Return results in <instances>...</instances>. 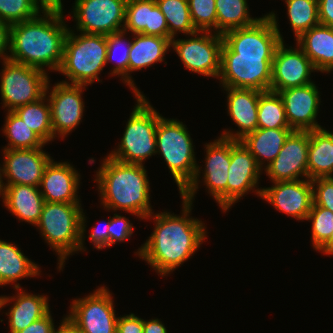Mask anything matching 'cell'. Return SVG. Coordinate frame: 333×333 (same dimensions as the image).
I'll return each mask as SVG.
<instances>
[{
    "mask_svg": "<svg viewBox=\"0 0 333 333\" xmlns=\"http://www.w3.org/2000/svg\"><path fill=\"white\" fill-rule=\"evenodd\" d=\"M274 12L253 25L225 32L218 79L222 87L270 90L272 62L284 41Z\"/></svg>",
    "mask_w": 333,
    "mask_h": 333,
    "instance_id": "obj_1",
    "label": "cell"
},
{
    "mask_svg": "<svg viewBox=\"0 0 333 333\" xmlns=\"http://www.w3.org/2000/svg\"><path fill=\"white\" fill-rule=\"evenodd\" d=\"M181 199L183 207L181 216L164 211L152 213L145 218L153 217L155 228L149 239L135 252L161 277L168 276L190 259L207 238L205 224L199 219L190 217L192 203L184 198Z\"/></svg>",
    "mask_w": 333,
    "mask_h": 333,
    "instance_id": "obj_2",
    "label": "cell"
},
{
    "mask_svg": "<svg viewBox=\"0 0 333 333\" xmlns=\"http://www.w3.org/2000/svg\"><path fill=\"white\" fill-rule=\"evenodd\" d=\"M41 13L10 25L8 59L44 72L45 67L58 71L69 27L64 21L63 7H47Z\"/></svg>",
    "mask_w": 333,
    "mask_h": 333,
    "instance_id": "obj_3",
    "label": "cell"
},
{
    "mask_svg": "<svg viewBox=\"0 0 333 333\" xmlns=\"http://www.w3.org/2000/svg\"><path fill=\"white\" fill-rule=\"evenodd\" d=\"M98 170L94 181L106 210L126 211L142 220L154 213L144 165L123 163L107 155Z\"/></svg>",
    "mask_w": 333,
    "mask_h": 333,
    "instance_id": "obj_4",
    "label": "cell"
},
{
    "mask_svg": "<svg viewBox=\"0 0 333 333\" xmlns=\"http://www.w3.org/2000/svg\"><path fill=\"white\" fill-rule=\"evenodd\" d=\"M187 129L183 122L173 118L166 119L159 114L156 153L164 158L181 198L193 204L202 169L196 162L193 141Z\"/></svg>",
    "mask_w": 333,
    "mask_h": 333,
    "instance_id": "obj_5",
    "label": "cell"
},
{
    "mask_svg": "<svg viewBox=\"0 0 333 333\" xmlns=\"http://www.w3.org/2000/svg\"><path fill=\"white\" fill-rule=\"evenodd\" d=\"M86 217L81 204L45 202L36 225L41 236L58 255L59 271L67 257L85 251ZM84 240V241H83Z\"/></svg>",
    "mask_w": 333,
    "mask_h": 333,
    "instance_id": "obj_6",
    "label": "cell"
},
{
    "mask_svg": "<svg viewBox=\"0 0 333 333\" xmlns=\"http://www.w3.org/2000/svg\"><path fill=\"white\" fill-rule=\"evenodd\" d=\"M80 33L69 28L58 72L68 79L62 82L87 86L100 82L98 75L107 64V35Z\"/></svg>",
    "mask_w": 333,
    "mask_h": 333,
    "instance_id": "obj_7",
    "label": "cell"
},
{
    "mask_svg": "<svg viewBox=\"0 0 333 333\" xmlns=\"http://www.w3.org/2000/svg\"><path fill=\"white\" fill-rule=\"evenodd\" d=\"M135 98L137 104L126 123L121 142L108 156L123 163L144 165L146 158L157 154L159 112L150 105L145 95H135Z\"/></svg>",
    "mask_w": 333,
    "mask_h": 333,
    "instance_id": "obj_8",
    "label": "cell"
},
{
    "mask_svg": "<svg viewBox=\"0 0 333 333\" xmlns=\"http://www.w3.org/2000/svg\"><path fill=\"white\" fill-rule=\"evenodd\" d=\"M2 61L0 93L6 111H14L45 95L49 81L47 72L9 59Z\"/></svg>",
    "mask_w": 333,
    "mask_h": 333,
    "instance_id": "obj_9",
    "label": "cell"
},
{
    "mask_svg": "<svg viewBox=\"0 0 333 333\" xmlns=\"http://www.w3.org/2000/svg\"><path fill=\"white\" fill-rule=\"evenodd\" d=\"M68 322L78 333H116V310L112 293L106 286H101L93 293L72 300Z\"/></svg>",
    "mask_w": 333,
    "mask_h": 333,
    "instance_id": "obj_10",
    "label": "cell"
},
{
    "mask_svg": "<svg viewBox=\"0 0 333 333\" xmlns=\"http://www.w3.org/2000/svg\"><path fill=\"white\" fill-rule=\"evenodd\" d=\"M190 36L188 39L172 38L173 51H176L187 70L218 79L223 36L210 31H197Z\"/></svg>",
    "mask_w": 333,
    "mask_h": 333,
    "instance_id": "obj_11",
    "label": "cell"
},
{
    "mask_svg": "<svg viewBox=\"0 0 333 333\" xmlns=\"http://www.w3.org/2000/svg\"><path fill=\"white\" fill-rule=\"evenodd\" d=\"M127 0H75L72 17L86 34L111 35L123 31Z\"/></svg>",
    "mask_w": 333,
    "mask_h": 333,
    "instance_id": "obj_12",
    "label": "cell"
},
{
    "mask_svg": "<svg viewBox=\"0 0 333 333\" xmlns=\"http://www.w3.org/2000/svg\"><path fill=\"white\" fill-rule=\"evenodd\" d=\"M49 84L50 81L47 83L45 95L50 104L53 135L55 138L60 135L58 137L64 139L83 119L85 103L82 92L83 89L86 90V86L60 81L51 87L49 93Z\"/></svg>",
    "mask_w": 333,
    "mask_h": 333,
    "instance_id": "obj_13",
    "label": "cell"
},
{
    "mask_svg": "<svg viewBox=\"0 0 333 333\" xmlns=\"http://www.w3.org/2000/svg\"><path fill=\"white\" fill-rule=\"evenodd\" d=\"M309 143V131L294 130L288 136L277 157L264 169L272 183L308 179Z\"/></svg>",
    "mask_w": 333,
    "mask_h": 333,
    "instance_id": "obj_14",
    "label": "cell"
},
{
    "mask_svg": "<svg viewBox=\"0 0 333 333\" xmlns=\"http://www.w3.org/2000/svg\"><path fill=\"white\" fill-rule=\"evenodd\" d=\"M295 47L286 48L284 41L278 45L272 62L271 91L278 92L314 82L310 78L311 73L316 71L313 64L297 44Z\"/></svg>",
    "mask_w": 333,
    "mask_h": 333,
    "instance_id": "obj_15",
    "label": "cell"
},
{
    "mask_svg": "<svg viewBox=\"0 0 333 333\" xmlns=\"http://www.w3.org/2000/svg\"><path fill=\"white\" fill-rule=\"evenodd\" d=\"M263 169L241 141L231 139V164L228 171L227 210L246 193L256 191L261 197L262 187L258 188ZM257 188V189H256Z\"/></svg>",
    "mask_w": 333,
    "mask_h": 333,
    "instance_id": "obj_16",
    "label": "cell"
},
{
    "mask_svg": "<svg viewBox=\"0 0 333 333\" xmlns=\"http://www.w3.org/2000/svg\"><path fill=\"white\" fill-rule=\"evenodd\" d=\"M273 184L271 187L262 188L260 198L292 218L306 220L313 205L312 181L300 179Z\"/></svg>",
    "mask_w": 333,
    "mask_h": 333,
    "instance_id": "obj_17",
    "label": "cell"
},
{
    "mask_svg": "<svg viewBox=\"0 0 333 333\" xmlns=\"http://www.w3.org/2000/svg\"><path fill=\"white\" fill-rule=\"evenodd\" d=\"M319 92L314 82L278 91L284 104L290 128L297 131L323 128L316 120L321 102Z\"/></svg>",
    "mask_w": 333,
    "mask_h": 333,
    "instance_id": "obj_18",
    "label": "cell"
},
{
    "mask_svg": "<svg viewBox=\"0 0 333 333\" xmlns=\"http://www.w3.org/2000/svg\"><path fill=\"white\" fill-rule=\"evenodd\" d=\"M35 149H3V173L7 185H31L39 187L44 171L52 157Z\"/></svg>",
    "mask_w": 333,
    "mask_h": 333,
    "instance_id": "obj_19",
    "label": "cell"
},
{
    "mask_svg": "<svg viewBox=\"0 0 333 333\" xmlns=\"http://www.w3.org/2000/svg\"><path fill=\"white\" fill-rule=\"evenodd\" d=\"M206 157L203 184L208 194L218 203L223 212L227 211L228 171L231 164V139L218 137L205 145Z\"/></svg>",
    "mask_w": 333,
    "mask_h": 333,
    "instance_id": "obj_20",
    "label": "cell"
},
{
    "mask_svg": "<svg viewBox=\"0 0 333 333\" xmlns=\"http://www.w3.org/2000/svg\"><path fill=\"white\" fill-rule=\"evenodd\" d=\"M80 174L69 162L52 159L45 168L39 188L45 202L81 204Z\"/></svg>",
    "mask_w": 333,
    "mask_h": 333,
    "instance_id": "obj_21",
    "label": "cell"
},
{
    "mask_svg": "<svg viewBox=\"0 0 333 333\" xmlns=\"http://www.w3.org/2000/svg\"><path fill=\"white\" fill-rule=\"evenodd\" d=\"M227 91V109L238 129L236 132L224 129L221 137L240 141L257 129L258 101L261 91L245 88L223 87ZM226 130V131H225Z\"/></svg>",
    "mask_w": 333,
    "mask_h": 333,
    "instance_id": "obj_22",
    "label": "cell"
},
{
    "mask_svg": "<svg viewBox=\"0 0 333 333\" xmlns=\"http://www.w3.org/2000/svg\"><path fill=\"white\" fill-rule=\"evenodd\" d=\"M16 290V296H0V309L13 302L9 312L5 313L9 318L10 333H18L50 311L49 299L44 294H31L22 288Z\"/></svg>",
    "mask_w": 333,
    "mask_h": 333,
    "instance_id": "obj_23",
    "label": "cell"
},
{
    "mask_svg": "<svg viewBox=\"0 0 333 333\" xmlns=\"http://www.w3.org/2000/svg\"><path fill=\"white\" fill-rule=\"evenodd\" d=\"M123 31L169 39L165 16L155 0H127Z\"/></svg>",
    "mask_w": 333,
    "mask_h": 333,
    "instance_id": "obj_24",
    "label": "cell"
},
{
    "mask_svg": "<svg viewBox=\"0 0 333 333\" xmlns=\"http://www.w3.org/2000/svg\"><path fill=\"white\" fill-rule=\"evenodd\" d=\"M170 47L171 41L166 37L133 34L128 60V86L134 92V96L143 93L135 86L130 73L164 61V55Z\"/></svg>",
    "mask_w": 333,
    "mask_h": 333,
    "instance_id": "obj_25",
    "label": "cell"
},
{
    "mask_svg": "<svg viewBox=\"0 0 333 333\" xmlns=\"http://www.w3.org/2000/svg\"><path fill=\"white\" fill-rule=\"evenodd\" d=\"M4 206L22 220L36 226L45 203L39 187L31 185H7L2 193Z\"/></svg>",
    "mask_w": 333,
    "mask_h": 333,
    "instance_id": "obj_26",
    "label": "cell"
},
{
    "mask_svg": "<svg viewBox=\"0 0 333 333\" xmlns=\"http://www.w3.org/2000/svg\"><path fill=\"white\" fill-rule=\"evenodd\" d=\"M296 44L308 56L315 70L321 73L333 71V28L318 24L303 32Z\"/></svg>",
    "mask_w": 333,
    "mask_h": 333,
    "instance_id": "obj_27",
    "label": "cell"
},
{
    "mask_svg": "<svg viewBox=\"0 0 333 333\" xmlns=\"http://www.w3.org/2000/svg\"><path fill=\"white\" fill-rule=\"evenodd\" d=\"M40 272L39 265L28 259L17 246L0 239V287L15 282L14 289L21 288L17 280L39 276Z\"/></svg>",
    "mask_w": 333,
    "mask_h": 333,
    "instance_id": "obj_28",
    "label": "cell"
},
{
    "mask_svg": "<svg viewBox=\"0 0 333 333\" xmlns=\"http://www.w3.org/2000/svg\"><path fill=\"white\" fill-rule=\"evenodd\" d=\"M293 131L292 128H257L255 131L247 134L240 141L254 156L261 169H264L274 161L286 139ZM265 161H267V163H265Z\"/></svg>",
    "mask_w": 333,
    "mask_h": 333,
    "instance_id": "obj_29",
    "label": "cell"
},
{
    "mask_svg": "<svg viewBox=\"0 0 333 333\" xmlns=\"http://www.w3.org/2000/svg\"><path fill=\"white\" fill-rule=\"evenodd\" d=\"M309 133L308 179L333 177V135L324 128Z\"/></svg>",
    "mask_w": 333,
    "mask_h": 333,
    "instance_id": "obj_30",
    "label": "cell"
},
{
    "mask_svg": "<svg viewBox=\"0 0 333 333\" xmlns=\"http://www.w3.org/2000/svg\"><path fill=\"white\" fill-rule=\"evenodd\" d=\"M13 112L46 144L55 139L52 131L50 104L46 95L35 102L18 107Z\"/></svg>",
    "mask_w": 333,
    "mask_h": 333,
    "instance_id": "obj_31",
    "label": "cell"
},
{
    "mask_svg": "<svg viewBox=\"0 0 333 333\" xmlns=\"http://www.w3.org/2000/svg\"><path fill=\"white\" fill-rule=\"evenodd\" d=\"M217 33L253 25L260 18L250 17L247 0H216Z\"/></svg>",
    "mask_w": 333,
    "mask_h": 333,
    "instance_id": "obj_32",
    "label": "cell"
},
{
    "mask_svg": "<svg viewBox=\"0 0 333 333\" xmlns=\"http://www.w3.org/2000/svg\"><path fill=\"white\" fill-rule=\"evenodd\" d=\"M2 131L8 139V145L3 149H35L46 145L13 111H7Z\"/></svg>",
    "mask_w": 333,
    "mask_h": 333,
    "instance_id": "obj_33",
    "label": "cell"
},
{
    "mask_svg": "<svg viewBox=\"0 0 333 333\" xmlns=\"http://www.w3.org/2000/svg\"><path fill=\"white\" fill-rule=\"evenodd\" d=\"M160 11L166 19L169 31V40L181 32L184 35H191L197 30L195 29L188 6L187 0H155Z\"/></svg>",
    "mask_w": 333,
    "mask_h": 333,
    "instance_id": "obj_34",
    "label": "cell"
},
{
    "mask_svg": "<svg viewBox=\"0 0 333 333\" xmlns=\"http://www.w3.org/2000/svg\"><path fill=\"white\" fill-rule=\"evenodd\" d=\"M257 114V128H290L284 104L278 92L268 90L260 94Z\"/></svg>",
    "mask_w": 333,
    "mask_h": 333,
    "instance_id": "obj_35",
    "label": "cell"
},
{
    "mask_svg": "<svg viewBox=\"0 0 333 333\" xmlns=\"http://www.w3.org/2000/svg\"><path fill=\"white\" fill-rule=\"evenodd\" d=\"M287 15L295 39L303 32L320 24L318 16V0H285Z\"/></svg>",
    "mask_w": 333,
    "mask_h": 333,
    "instance_id": "obj_36",
    "label": "cell"
},
{
    "mask_svg": "<svg viewBox=\"0 0 333 333\" xmlns=\"http://www.w3.org/2000/svg\"><path fill=\"white\" fill-rule=\"evenodd\" d=\"M47 7L40 0H0V21L9 25L35 18Z\"/></svg>",
    "mask_w": 333,
    "mask_h": 333,
    "instance_id": "obj_37",
    "label": "cell"
},
{
    "mask_svg": "<svg viewBox=\"0 0 333 333\" xmlns=\"http://www.w3.org/2000/svg\"><path fill=\"white\" fill-rule=\"evenodd\" d=\"M127 33L124 31L113 33L107 35V54H106V63L112 62L116 58L118 50H121L120 57L115 59V67L111 70L110 75L112 76H121L122 82L128 85V60L129 52L131 48L130 39H125Z\"/></svg>",
    "mask_w": 333,
    "mask_h": 333,
    "instance_id": "obj_38",
    "label": "cell"
},
{
    "mask_svg": "<svg viewBox=\"0 0 333 333\" xmlns=\"http://www.w3.org/2000/svg\"><path fill=\"white\" fill-rule=\"evenodd\" d=\"M306 220L312 222L310 239L313 248L319 251L329 241L333 232V212L324 207L312 205Z\"/></svg>",
    "mask_w": 333,
    "mask_h": 333,
    "instance_id": "obj_39",
    "label": "cell"
},
{
    "mask_svg": "<svg viewBox=\"0 0 333 333\" xmlns=\"http://www.w3.org/2000/svg\"><path fill=\"white\" fill-rule=\"evenodd\" d=\"M192 23L197 31L217 33L216 0H187Z\"/></svg>",
    "mask_w": 333,
    "mask_h": 333,
    "instance_id": "obj_40",
    "label": "cell"
},
{
    "mask_svg": "<svg viewBox=\"0 0 333 333\" xmlns=\"http://www.w3.org/2000/svg\"><path fill=\"white\" fill-rule=\"evenodd\" d=\"M313 205L333 212V177L312 179Z\"/></svg>",
    "mask_w": 333,
    "mask_h": 333,
    "instance_id": "obj_41",
    "label": "cell"
},
{
    "mask_svg": "<svg viewBox=\"0 0 333 333\" xmlns=\"http://www.w3.org/2000/svg\"><path fill=\"white\" fill-rule=\"evenodd\" d=\"M109 233V247L117 242H124L128 240L133 234V225L128 220V218L114 214V216L110 217V224L108 227Z\"/></svg>",
    "mask_w": 333,
    "mask_h": 333,
    "instance_id": "obj_42",
    "label": "cell"
},
{
    "mask_svg": "<svg viewBox=\"0 0 333 333\" xmlns=\"http://www.w3.org/2000/svg\"><path fill=\"white\" fill-rule=\"evenodd\" d=\"M116 333H143V319L133 313L118 316Z\"/></svg>",
    "mask_w": 333,
    "mask_h": 333,
    "instance_id": "obj_43",
    "label": "cell"
},
{
    "mask_svg": "<svg viewBox=\"0 0 333 333\" xmlns=\"http://www.w3.org/2000/svg\"><path fill=\"white\" fill-rule=\"evenodd\" d=\"M50 312L51 311L18 333H53L56 330V326H54Z\"/></svg>",
    "mask_w": 333,
    "mask_h": 333,
    "instance_id": "obj_44",
    "label": "cell"
},
{
    "mask_svg": "<svg viewBox=\"0 0 333 333\" xmlns=\"http://www.w3.org/2000/svg\"><path fill=\"white\" fill-rule=\"evenodd\" d=\"M102 222L105 223V226L102 229L96 225L91 230L92 232H90V235H88L90 242L95 246L94 248L98 250L109 247V233L107 230L110 224V217L107 222Z\"/></svg>",
    "mask_w": 333,
    "mask_h": 333,
    "instance_id": "obj_45",
    "label": "cell"
},
{
    "mask_svg": "<svg viewBox=\"0 0 333 333\" xmlns=\"http://www.w3.org/2000/svg\"><path fill=\"white\" fill-rule=\"evenodd\" d=\"M318 16L320 24L333 28V0H318Z\"/></svg>",
    "mask_w": 333,
    "mask_h": 333,
    "instance_id": "obj_46",
    "label": "cell"
},
{
    "mask_svg": "<svg viewBox=\"0 0 333 333\" xmlns=\"http://www.w3.org/2000/svg\"><path fill=\"white\" fill-rule=\"evenodd\" d=\"M10 25L0 21V59H8Z\"/></svg>",
    "mask_w": 333,
    "mask_h": 333,
    "instance_id": "obj_47",
    "label": "cell"
},
{
    "mask_svg": "<svg viewBox=\"0 0 333 333\" xmlns=\"http://www.w3.org/2000/svg\"><path fill=\"white\" fill-rule=\"evenodd\" d=\"M143 333H168L165 325L160 319H143Z\"/></svg>",
    "mask_w": 333,
    "mask_h": 333,
    "instance_id": "obj_48",
    "label": "cell"
},
{
    "mask_svg": "<svg viewBox=\"0 0 333 333\" xmlns=\"http://www.w3.org/2000/svg\"><path fill=\"white\" fill-rule=\"evenodd\" d=\"M53 333H78L77 330L68 322L66 317L62 319L60 326Z\"/></svg>",
    "mask_w": 333,
    "mask_h": 333,
    "instance_id": "obj_49",
    "label": "cell"
},
{
    "mask_svg": "<svg viewBox=\"0 0 333 333\" xmlns=\"http://www.w3.org/2000/svg\"><path fill=\"white\" fill-rule=\"evenodd\" d=\"M326 255H333V232L329 241L318 251Z\"/></svg>",
    "mask_w": 333,
    "mask_h": 333,
    "instance_id": "obj_50",
    "label": "cell"
},
{
    "mask_svg": "<svg viewBox=\"0 0 333 333\" xmlns=\"http://www.w3.org/2000/svg\"><path fill=\"white\" fill-rule=\"evenodd\" d=\"M46 7H63L62 0H40Z\"/></svg>",
    "mask_w": 333,
    "mask_h": 333,
    "instance_id": "obj_51",
    "label": "cell"
},
{
    "mask_svg": "<svg viewBox=\"0 0 333 333\" xmlns=\"http://www.w3.org/2000/svg\"><path fill=\"white\" fill-rule=\"evenodd\" d=\"M2 165L0 164V195H2L3 191L5 190V182H3V177H4V173H3V167H1Z\"/></svg>",
    "mask_w": 333,
    "mask_h": 333,
    "instance_id": "obj_52",
    "label": "cell"
}]
</instances>
